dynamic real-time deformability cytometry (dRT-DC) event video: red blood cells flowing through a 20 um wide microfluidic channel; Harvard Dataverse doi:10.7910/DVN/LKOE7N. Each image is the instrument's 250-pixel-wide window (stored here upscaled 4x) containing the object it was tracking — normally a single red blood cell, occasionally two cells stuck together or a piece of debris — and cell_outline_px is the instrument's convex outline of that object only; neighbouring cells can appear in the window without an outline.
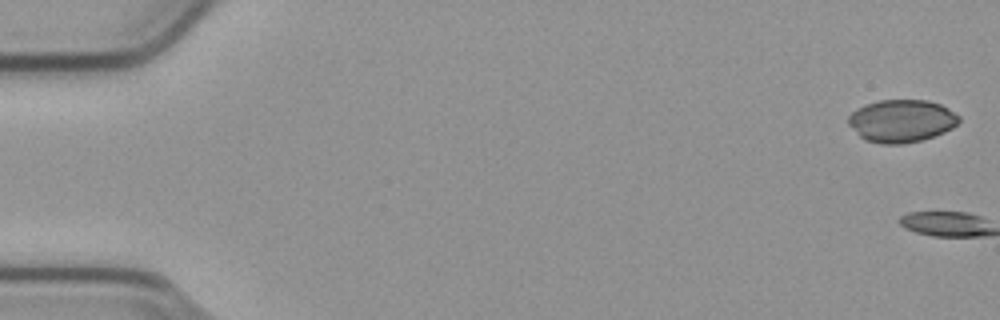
{"species": "common noctule bat (a hibernating species)", "species_latin": "Nyctalus noctula", "temperature_condition": "cold", "stored_images_in_passage": 3, "camera_frame_rate_fps": 3000, "um_per_image_px": 0.085, "animal": {"sex": "male", "body_mass_g": 23.1, "forearm_length_mm": 52.7}, "frame": {"image": 1, "passage_image": 1, "time_ms": 0.0, "image_size_px": [1000, 320], "cell_outline_px": [[960, 120], [952, 128], [944, 132], [920, 140], [900, 144], [880, 144], [864, 140], [848, 124], [848, 116], [856, 108], [864, 104], [880, 100], [928, 100], [940, 104], [948, 108], [960, 116]], "centroid_in_image_um": [76.61, 10.27], "position_along_channel_um": 8.4, "area_um2": 27.51}}